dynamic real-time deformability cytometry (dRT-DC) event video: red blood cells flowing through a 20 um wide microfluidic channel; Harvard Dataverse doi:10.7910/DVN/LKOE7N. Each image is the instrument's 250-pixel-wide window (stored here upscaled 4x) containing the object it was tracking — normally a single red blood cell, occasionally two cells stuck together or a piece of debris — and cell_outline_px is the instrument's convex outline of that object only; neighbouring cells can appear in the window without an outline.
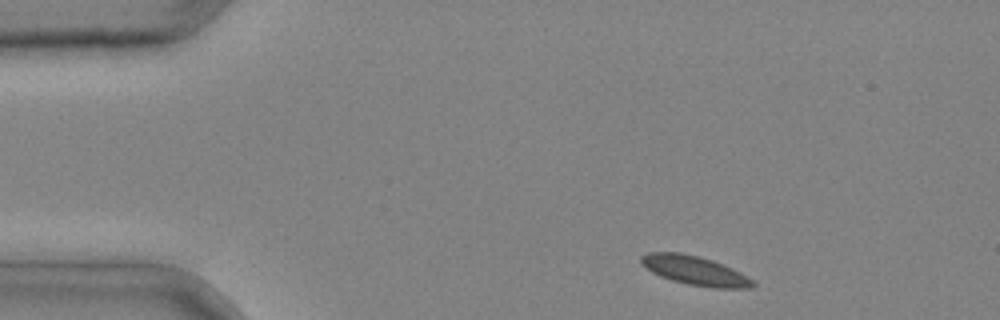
{"species": "common noctule bat (a hibernating species)", "species_latin": "Nyctalus noctula", "temperature_condition": "cold", "stored_images_in_passage": 3, "camera_frame_rate_fps": 3000, "um_per_image_px": 0.085, "animal": {"sex": "male", "body_mass_g": 20.4}, "frame": {"image": 1, "passage_image": 1, "time_ms": 0.0, "image_size_px": [1000, 320], "cell_outline_px": [[756, 284], [752, 288], [712, 288], [688, 284], [672, 280], [660, 276], [652, 272], [640, 260], [640, 256], [648, 252], [680, 252], [700, 256], [712, 260], [732, 268], [740, 272], [752, 280]], "centroid_in_image_um": [59.08, 22.99], "position_along_channel_um": 25.9, "area_um2": 18.84}}
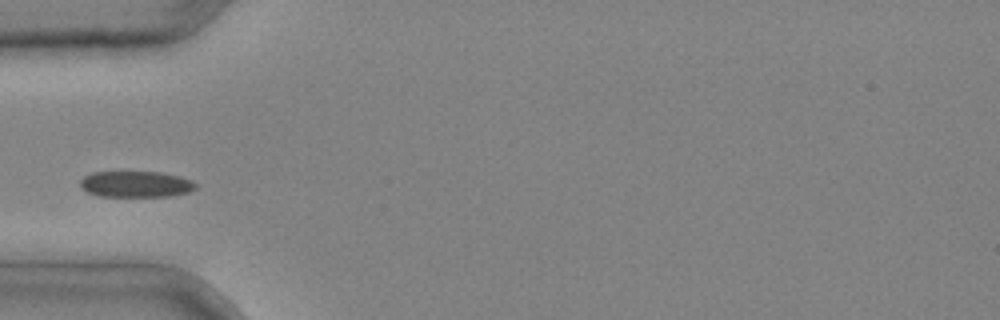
{"frame": {"image": 2, "passage_image": 3, "time_ms": 0.667, "image_size_px": [1000, 320], "cell_outline_px": [[196, 188], [188, 192], [168, 196], [100, 196], [88, 192], [80, 188], [80, 180], [84, 176], [92, 172], [160, 172], [180, 176], [192, 180], [196, 184]], "centroid_in_image_um": [11.53, 15.65], "position_along_channel_um": 73.5, "area_um2": 17.57}}